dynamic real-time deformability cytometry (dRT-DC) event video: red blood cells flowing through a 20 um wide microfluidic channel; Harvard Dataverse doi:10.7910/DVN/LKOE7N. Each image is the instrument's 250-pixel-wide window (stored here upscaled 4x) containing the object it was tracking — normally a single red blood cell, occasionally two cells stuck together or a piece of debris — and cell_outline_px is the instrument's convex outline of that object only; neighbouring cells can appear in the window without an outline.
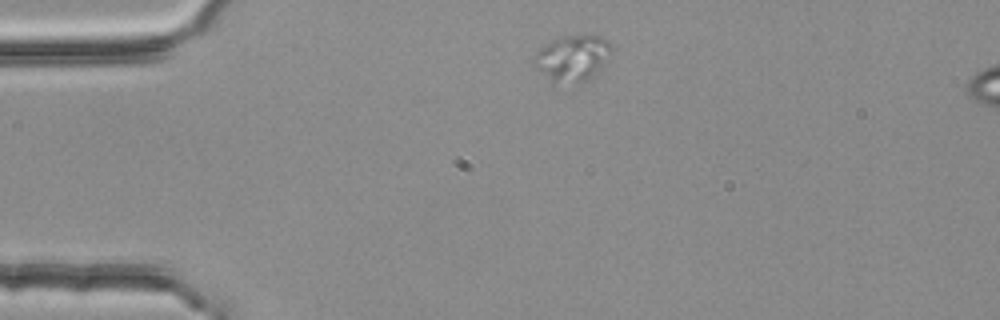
{"species": "common noctule bat (a hibernating species)", "species_latin": "Nyctalus noctula", "temperature_condition": "room temperature", "stored_images_in_passage": 3, "segment_of_instrument_passage": [1, 2], "camera_frame_rate_fps": 3000, "um_per_image_px": 0.085, "animal": {"sex": "female", "body_mass_g": 25.1}, "frame": {"image": 1, "passage_image": 1, "time_ms": 0.0, "image_size_px": [1000, 320], "cell_outline_px": [[612, 48], [600, 64], [584, 80], [552, 88], [532, 64], [532, 56], [544, 44], [560, 36], [600, 36], [608, 40]], "centroid_in_image_um": [48.46, 4.98], "position_along_channel_um": 36.5, "area_um2": 20.75}}